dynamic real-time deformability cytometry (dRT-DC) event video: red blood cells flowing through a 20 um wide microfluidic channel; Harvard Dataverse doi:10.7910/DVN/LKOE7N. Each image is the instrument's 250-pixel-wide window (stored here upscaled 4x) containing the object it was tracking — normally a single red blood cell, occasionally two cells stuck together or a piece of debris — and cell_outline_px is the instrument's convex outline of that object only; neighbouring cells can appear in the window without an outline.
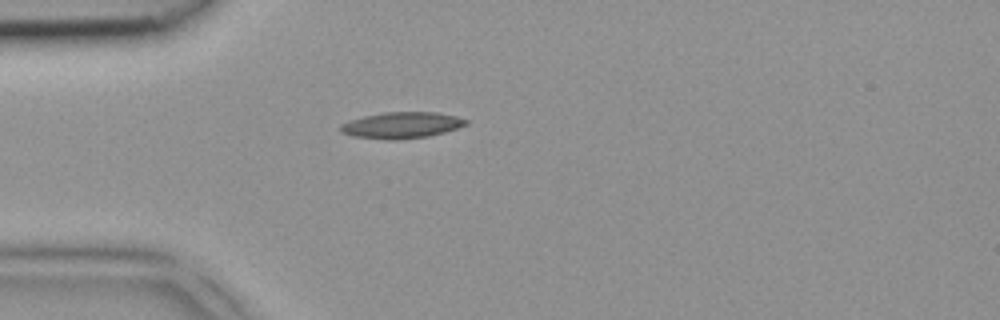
{"species": "common noctule bat (a hibernating species)", "species_latin": "Nyctalus noctula", "temperature_condition": "room temperature", "stored_images_in_passage": 4, "camera_frame_rate_fps": 3000, "um_per_image_px": 0.085, "animal": {"sex": "female", "body_mass_g": 18.4}, "frame": {"image": 1, "passage_image": 4, "time_ms": 1.0, "image_size_px": [1000, 320], "cell_outline_px": [[468, 124], [444, 132], [428, 136], [392, 140], [384, 140], [352, 136], [340, 132], [340, 124], [364, 116], [384, 112], [436, 112], [456, 116], [468, 120]], "centroid_in_image_um": [34.12, 10.64], "position_along_channel_um": 50.9, "area_um2": 19.13}}